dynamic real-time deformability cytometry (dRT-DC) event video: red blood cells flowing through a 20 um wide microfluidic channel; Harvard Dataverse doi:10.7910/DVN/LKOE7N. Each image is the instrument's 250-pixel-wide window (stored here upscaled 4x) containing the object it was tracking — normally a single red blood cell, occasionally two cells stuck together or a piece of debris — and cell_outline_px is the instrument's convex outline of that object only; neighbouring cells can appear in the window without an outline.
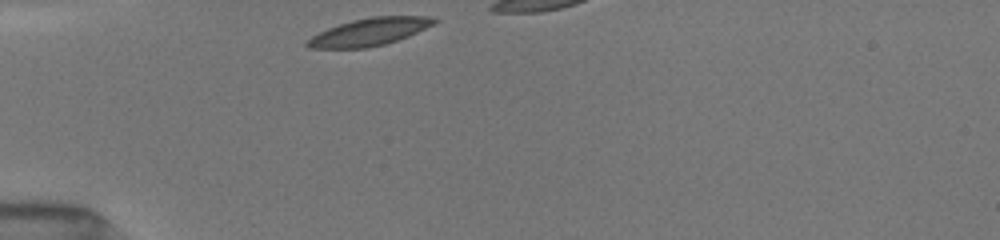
{"species": "common noctule bat (a hibernating species)", "species_latin": "Nyctalus noctula", "temperature_condition": "room temperature", "stored_images_in_passage": 9, "camera_frame_rate_fps": 3000, "um_per_image_px": 0.085, "animal": {"sex": "female", "body_mass_g": 19.5, "forearm_length_mm": 54.1}, "frame": {"image": 1, "passage_image": 1, "time_ms": 0.0, "image_size_px": [1000, 240], "cell_outline_px": [[440, 20], [408, 36], [384, 44], [368, 48], [308, 48], [304, 44], [312, 36], [328, 28], [352, 20], [372, 16], [436, 16]], "centroid_in_image_um": [31.41, 2.7], "position_along_channel_um": 53.6, "area_um2": 20.17}}
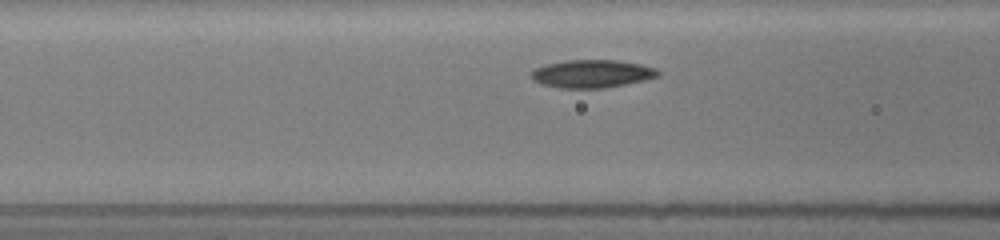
{"frame": {"image": 2, "passage_image": 7, "time_ms": 2.0, "image_size_px": [1000, 240], "cell_outline_px": [[660, 76], [644, 80], [604, 88], [560, 88], [540, 84], [532, 80], [528, 76], [528, 72], [544, 64], [568, 60], [616, 60], [640, 64], [656, 68], [660, 72]], "centroid_in_image_um": [50.25, 6.27], "position_along_channel_um": 116.3, "area_um2": 20.87}}